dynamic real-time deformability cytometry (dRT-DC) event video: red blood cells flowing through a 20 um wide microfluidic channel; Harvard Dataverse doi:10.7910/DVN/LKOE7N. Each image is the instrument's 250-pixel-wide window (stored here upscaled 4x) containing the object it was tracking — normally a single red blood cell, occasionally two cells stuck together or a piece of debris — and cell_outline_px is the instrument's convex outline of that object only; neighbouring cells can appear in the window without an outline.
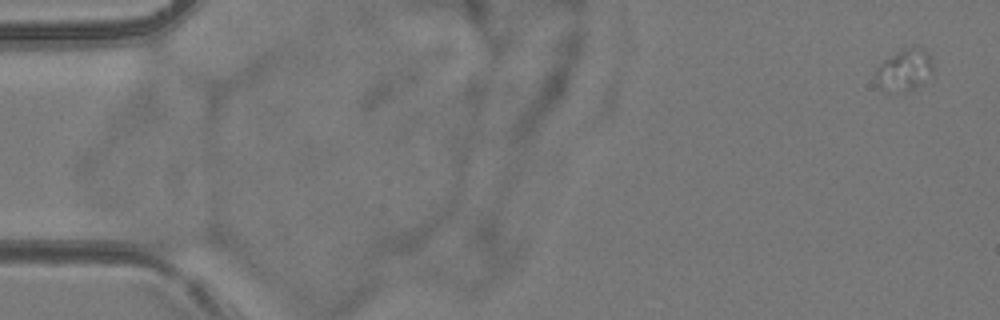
{"species": "common noctule bat (a hibernating species)", "species_latin": "Nyctalus noctula", "temperature_condition": "room temperature", "stored_images_in_passage": 4, "camera_frame_rate_fps": 3000, "um_per_image_px": 0.085, "animal": {"sex": "female", "body_mass_g": 24.6, "forearm_length_mm": 56.2}, "frame": {"image": 1, "passage_image": 1, "time_ms": 0.0, "image_size_px": [1000, 320], "cell_outline_px": [[932, 72], [920, 84], [912, 88], [896, 92], [884, 92], [876, 84], [876, 68], [884, 60], [896, 52], [904, 48], [908, 48], [924, 52], [932, 56]], "centroid_in_image_um": [76.81, 5.98], "position_along_channel_um": 8.2, "area_um2": 13.47}}